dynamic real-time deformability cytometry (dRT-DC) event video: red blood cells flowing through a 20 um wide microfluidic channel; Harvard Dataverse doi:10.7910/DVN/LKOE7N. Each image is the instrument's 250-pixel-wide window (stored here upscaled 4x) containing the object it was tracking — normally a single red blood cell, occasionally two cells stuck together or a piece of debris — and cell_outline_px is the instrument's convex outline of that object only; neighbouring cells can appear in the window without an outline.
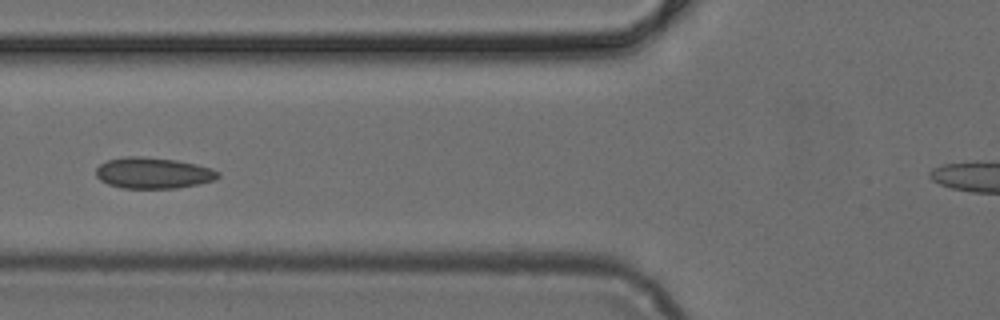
{"species": "common noctule bat (a hibernating species)", "species_latin": "Nyctalus noctula", "temperature_condition": "cold", "stored_images_in_passage": 5, "camera_frame_rate_fps": 3000, "um_per_image_px": 0.085, "animal": {"sex": "female", "body_mass_g": 24.6, "forearm_length_mm": 56.2}, "frame": {"image": 1, "passage_image": 4, "time_ms": 1.0, "image_size_px": [1000, 320], "cell_outline_px": [[220, 176], [216, 180], [176, 188], [120, 188], [108, 184], [100, 180], [96, 176], [96, 168], [100, 164], [108, 160], [124, 156], [140, 156], [176, 160], [196, 164], [212, 168], [220, 172]], "centroid_in_image_um": [13.02, 14.7], "position_along_channel_um": 112.8, "area_um2": 22.2}}